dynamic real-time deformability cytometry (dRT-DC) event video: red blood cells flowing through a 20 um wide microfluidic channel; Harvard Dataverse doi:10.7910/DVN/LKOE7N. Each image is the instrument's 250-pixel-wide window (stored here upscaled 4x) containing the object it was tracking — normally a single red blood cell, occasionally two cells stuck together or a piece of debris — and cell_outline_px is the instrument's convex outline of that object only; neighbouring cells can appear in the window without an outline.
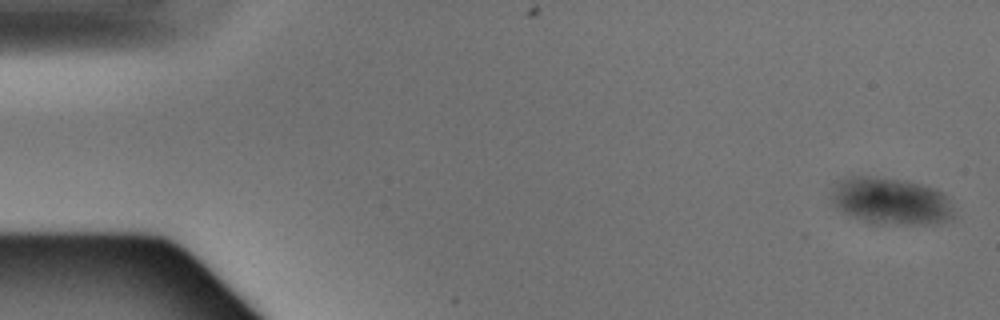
{"species": "Egyptian fruit bat (a non-hibernating species)", "species_latin": "Rousettus aegyptiacus", "temperature_condition": "warm", "stored_images_in_passage": 4, "camera_frame_rate_fps": 3000, "um_per_image_px": 0.085, "animal": {"sex": "male"}, "frame": {"image": 1, "passage_image": 1, "time_ms": 0.0, "image_size_px": [1000, 320], "cell_outline_px": [[956, 216], [932, 224], [868, 224], [844, 212], [832, 200], [832, 188], [836, 180], [848, 176], [872, 176], [904, 180], [936, 188], [944, 192]], "centroid_in_image_um": [75.71, 17.08], "position_along_channel_um": 9.3, "area_um2": 33.76}}